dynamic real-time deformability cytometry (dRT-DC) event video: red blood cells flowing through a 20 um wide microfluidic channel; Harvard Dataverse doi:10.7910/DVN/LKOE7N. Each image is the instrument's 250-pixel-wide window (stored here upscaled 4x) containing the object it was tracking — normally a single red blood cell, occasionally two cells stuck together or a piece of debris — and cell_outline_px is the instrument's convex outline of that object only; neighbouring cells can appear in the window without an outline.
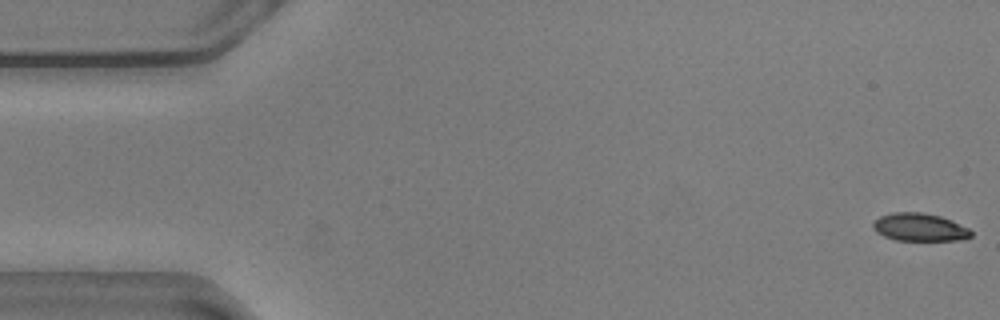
{"species": "common noctule bat (a hibernating species)", "species_latin": "Nyctalus noctula", "temperature_condition": "warm", "stored_images_in_passage": 56, "camera_frame_rate_fps": 3000, "um_per_image_px": 0.085, "animal": {"sex": "male", "body_mass_g": 20.5, "forearm_length_mm": 52.5}, "frame": {"image": 1, "passage_image": 1, "time_ms": 0.0, "image_size_px": [1000, 320], "cell_outline_px": [[972, 236], [960, 240], [896, 240], [884, 236], [876, 232], [872, 228], [872, 224], [880, 216], [892, 212], [920, 212], [940, 216], [952, 220], [968, 228], [972, 232]], "centroid_in_image_um": [78.15, 19.31], "position_along_channel_um": 6.8, "area_um2": 15.9}}
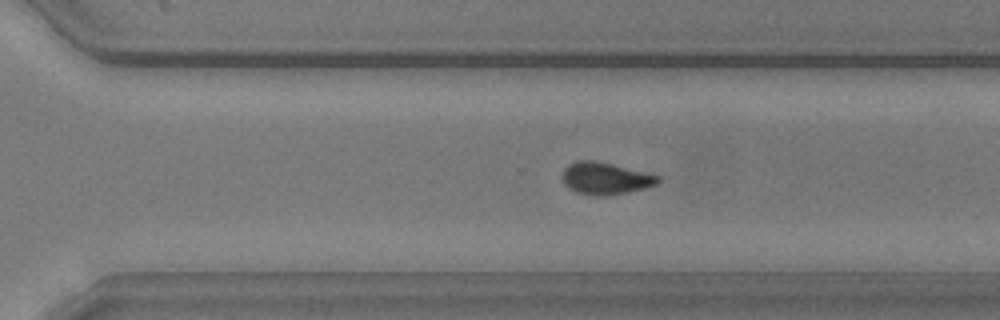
{"frame": {"image": 2, "passage_image": 38, "time_ms": 12.333, "image_size_px": [1000, 320], "cell_outline_px": [[660, 180], [656, 184], [644, 188], [624, 192], [596, 196], [576, 192], [568, 188], [564, 184], [564, 168], [568, 164], [576, 160], [592, 160], [660, 176]], "centroid_in_image_um": [51.41, 15.16], "position_along_channel_um": 319.2, "area_um2": 17.28}}
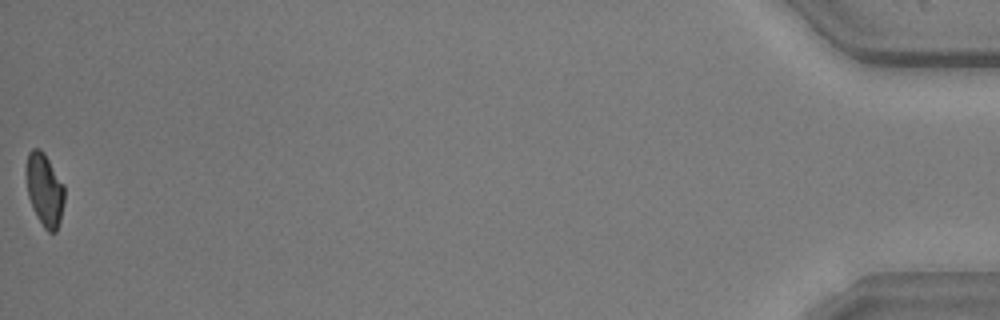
{"frame": {"image": 3, "passage_image": 56, "time_ms": 18.333, "image_size_px": [1000, 320], "cell_outline_px": [[64, 200], [60, 220], [56, 232], [48, 232], [44, 228], [36, 216], [32, 208], [28, 196], [24, 172], [28, 152], [32, 148], [40, 148], [44, 152], [64, 184]], "centroid_in_image_um": [3.76, 16.1], "position_along_channel_um": 431.4, "area_um2": 16.59}, "authors_computed_cell_mechanics": {"area_um2": 17.34, "velocity_mm_per_s": 3.6111, "shape_relaxation_time_tau1_ms": null, "shape_relaxation_time_tau2_ms": 2.1653, "deformation_change_tau1": null, "deformation_change_tau2": 0.0645}}